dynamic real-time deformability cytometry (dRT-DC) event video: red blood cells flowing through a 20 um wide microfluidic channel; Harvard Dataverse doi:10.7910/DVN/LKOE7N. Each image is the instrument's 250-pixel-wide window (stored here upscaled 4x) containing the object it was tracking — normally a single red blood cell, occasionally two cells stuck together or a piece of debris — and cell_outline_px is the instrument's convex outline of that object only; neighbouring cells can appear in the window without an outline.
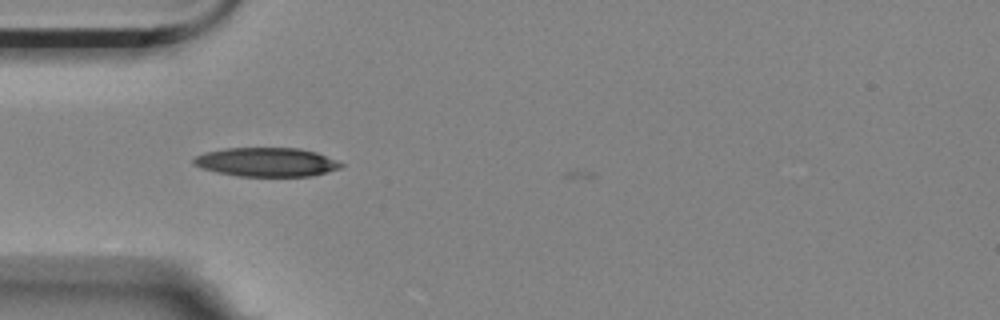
{"species": "Egyptian fruit bat (a non-hibernating species)", "species_latin": "Rousettus aegyptiacus", "temperature_condition": "room temperature", "stored_images_in_passage": 4, "camera_frame_rate_fps": 3000, "um_per_image_px": 0.085, "animal": {"sex": "female"}, "frame": {"image": 1, "passage_image": 1, "time_ms": 0.0, "image_size_px": [1000, 320], "cell_outline_px": [[344, 164], [340, 168], [312, 176], [236, 176], [216, 172], [200, 168], [192, 164], [192, 160], [196, 156], [204, 152], [224, 148], [300, 148], [316, 152], [336, 160]], "centroid_in_image_um": [22.61, 13.78], "position_along_channel_um": 62.4, "area_um2": 24.97}}